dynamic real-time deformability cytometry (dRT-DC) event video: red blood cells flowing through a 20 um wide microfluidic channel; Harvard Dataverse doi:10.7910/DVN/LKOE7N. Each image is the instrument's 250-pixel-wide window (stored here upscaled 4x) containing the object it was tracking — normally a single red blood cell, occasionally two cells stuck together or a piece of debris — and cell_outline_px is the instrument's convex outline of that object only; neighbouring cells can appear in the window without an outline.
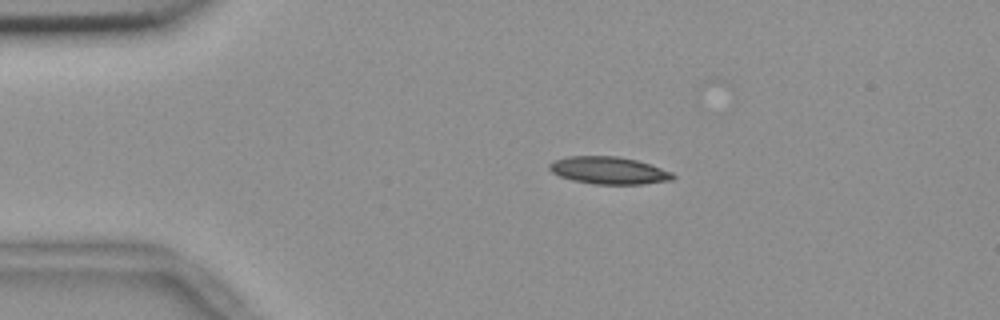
{"species": "common noctule bat (a hibernating species)", "species_latin": "Nyctalus noctula", "temperature_condition": "room temperature", "stored_images_in_passage": 45, "camera_frame_rate_fps": 3000, "um_per_image_px": 0.085, "animal": {"sex": "female", "body_mass_g": 18.4}, "frame": {"image": 1, "passage_image": 1, "time_ms": 0.0, "image_size_px": [1000, 320], "cell_outline_px": [[676, 176], [672, 180], [644, 184], [592, 184], [572, 180], [560, 176], [552, 172], [548, 168], [548, 164], [556, 160], [568, 156], [616, 156], [636, 160], [672, 172]], "centroid_in_image_um": [51.74, 14.49], "position_along_channel_um": 33.3, "area_um2": 19.59}}
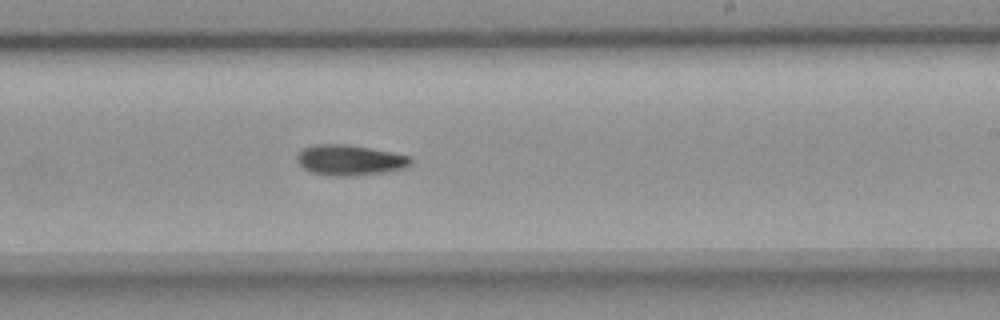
{"frame": {"image": 2, "passage_image": 23, "time_ms": 7.333, "image_size_px": [1000, 320], "cell_outline_px": [[412, 164], [408, 168], [388, 172], [352, 176], [332, 176], [312, 172], [304, 168], [296, 160], [296, 156], [304, 148], [312, 144], [348, 144], [392, 152], [408, 156], [412, 160]], "centroid_in_image_um": [29.76, 13.61], "position_along_channel_um": 259.2, "area_um2": 20.4}}
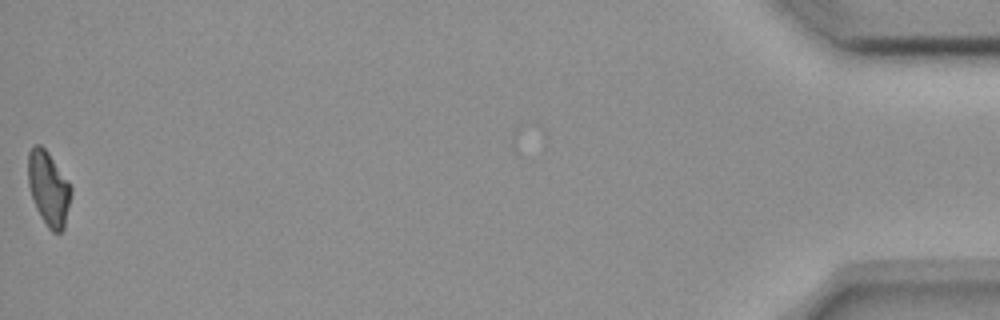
{"frame": {"image": 3, "passage_image": 45, "time_ms": 14.667, "image_size_px": [1000, 320], "cell_outline_px": [[72, 192], [64, 228], [60, 232], [52, 232], [48, 228], [40, 216], [36, 208], [28, 184], [28, 152], [36, 144], [40, 144], [48, 152], [72, 188]], "centroid_in_image_um": [4.12, 16.03], "position_along_channel_um": 431.1, "area_um2": 18.38}, "authors_computed_cell_mechanics": {"area_um2": 19.4786, "velocity_mm_per_s": 3.6701, "shape_relaxation_time_tau1_ms": 6.7894, "shape_relaxation_time_tau2_ms": null, "deformation_change_tau1": 0.1694, "deformation_change_tau2": null}}